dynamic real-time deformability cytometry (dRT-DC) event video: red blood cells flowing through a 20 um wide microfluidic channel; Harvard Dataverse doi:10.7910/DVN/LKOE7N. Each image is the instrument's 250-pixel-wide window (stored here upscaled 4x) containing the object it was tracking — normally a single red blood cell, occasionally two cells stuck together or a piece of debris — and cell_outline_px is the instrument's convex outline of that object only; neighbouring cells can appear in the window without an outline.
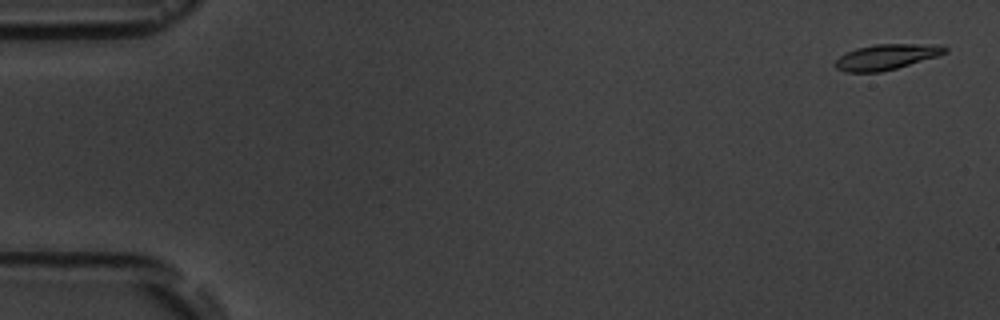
{"species": "common noctule bat (a hibernating species)", "species_latin": "Nyctalus noctula", "temperature_condition": "room temperature", "stored_images_in_passage": 11, "camera_frame_rate_fps": 3000, "um_per_image_px": 0.085, "animal": {"sex": "male", "body_mass_g": 19.5, "forearm_length_mm": 54.6}, "frame": {"image": 1, "passage_image": 1, "time_ms": 0.0, "image_size_px": [1000, 320], "cell_outline_px": [[948, 52], [936, 56], [896, 68], [880, 72], [844, 72], [836, 68], [836, 60], [840, 56], [856, 48], [872, 44], [936, 44], [948, 48]], "centroid_in_image_um": [75.34, 4.83], "position_along_channel_um": 9.7, "area_um2": 16.13}}
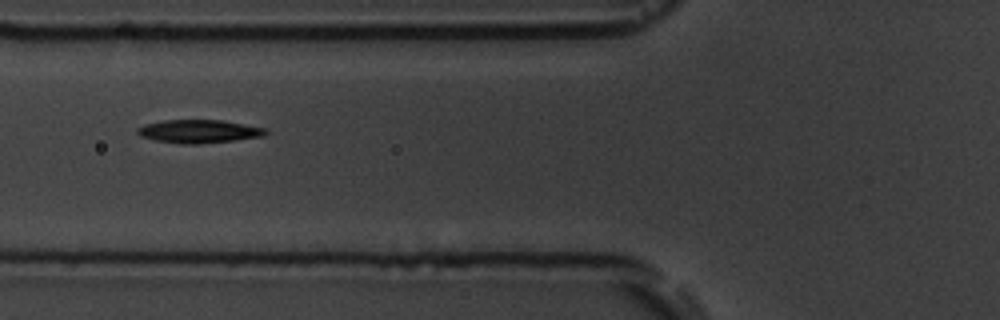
{"frame": {"image": 2, "passage_image": 6, "time_ms": 6.667, "image_size_px": [1000, 320], "cell_outline_px": [[268, 132], [264, 136], [236, 140], [200, 144], [180, 144], [152, 140], [140, 136], [136, 132], [136, 128], [144, 124], [164, 120], [224, 120], [268, 128]], "centroid_in_image_um": [16.91, 11.17], "position_along_channel_um": 108.9, "area_um2": 17.74}}
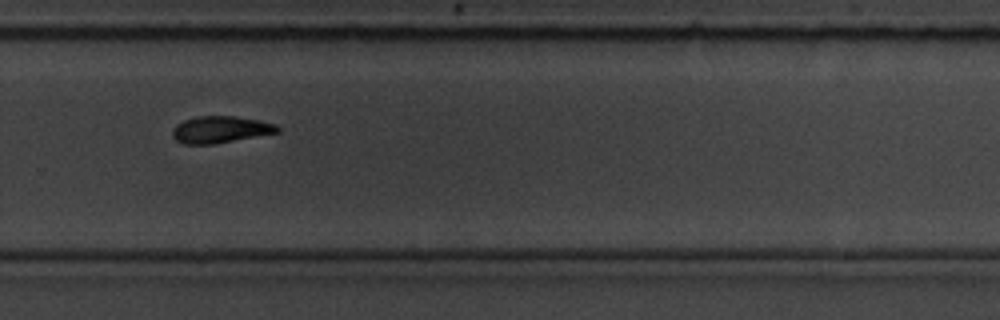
{"frame": {"image": 3, "passage_image": 11, "time_ms": 12.333, "image_size_px": [1000, 320], "cell_outline_px": [[280, 132], [212, 144], [184, 144], [176, 140], [172, 136], [172, 132], [176, 124], [184, 120], [196, 116], [236, 116], [260, 120], [276, 124], [280, 128]], "centroid_in_image_um": [18.74, 11.0], "position_along_channel_um": 311.1, "area_um2": 16.42}}